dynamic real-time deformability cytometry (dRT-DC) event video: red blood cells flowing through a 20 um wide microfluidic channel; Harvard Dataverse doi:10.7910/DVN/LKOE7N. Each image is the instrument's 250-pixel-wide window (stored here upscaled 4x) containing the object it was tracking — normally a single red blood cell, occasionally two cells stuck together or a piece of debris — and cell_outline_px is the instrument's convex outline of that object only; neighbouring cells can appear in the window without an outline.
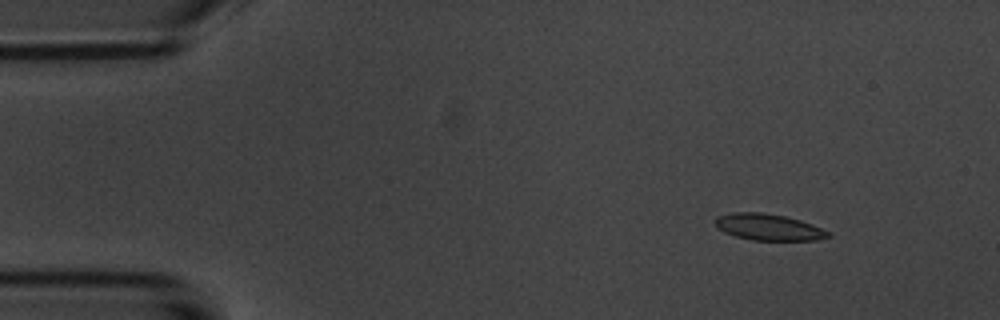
{"species": "common noctule bat (a hibernating species)", "species_latin": "Nyctalus noctula", "temperature_condition": "room temperature", "stored_images_in_passage": 3, "camera_frame_rate_fps": 3000, "um_per_image_px": 0.085, "animal": {"sex": "male", "body_mass_g": 20.1, "forearm_length_mm": 53.5}, "frame": {"image": 1, "passage_image": 1, "time_ms": 0.0, "image_size_px": [1000, 320], "cell_outline_px": [[832, 236], [816, 240], [752, 240], [736, 236], [724, 232], [716, 228], [716, 216], [732, 212], [760, 212], [784, 216], [800, 220], [812, 224], [828, 232]], "centroid_in_image_um": [65.29, 19.3], "position_along_channel_um": 19.7, "area_um2": 17.28}}